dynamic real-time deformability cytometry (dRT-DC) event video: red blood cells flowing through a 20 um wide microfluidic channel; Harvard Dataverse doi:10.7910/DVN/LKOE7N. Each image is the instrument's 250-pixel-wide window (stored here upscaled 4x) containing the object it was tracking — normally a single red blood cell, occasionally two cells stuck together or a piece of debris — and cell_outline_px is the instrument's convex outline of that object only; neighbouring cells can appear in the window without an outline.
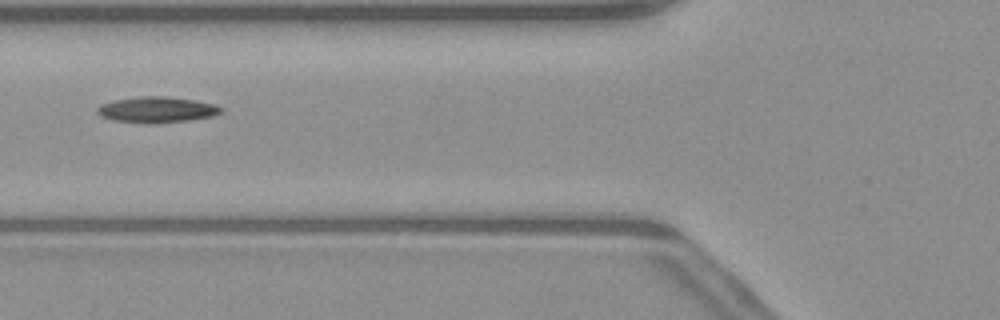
{"species": "common noctule bat (a hibernating species)", "species_latin": "Nyctalus noctula", "temperature_condition": "warm", "stored_images_in_passage": 22, "camera_frame_rate_fps": 3000, "um_per_image_px": 0.085, "animal": {"sex": "male", "body_mass_g": 23.1, "forearm_length_mm": 52.7}, "frame": {"image": 1, "passage_image": 5, "time_ms": 1.333, "image_size_px": [1000, 320], "cell_outline_px": [[224, 108], [220, 112], [212, 116], [188, 120], [156, 124], [148, 124], [112, 120], [96, 112], [96, 108], [100, 104], [116, 100], [140, 96], [168, 96], [216, 104]], "centroid_in_image_um": [13.33, 9.33], "position_along_channel_um": 112.5, "area_um2": 18.67}}
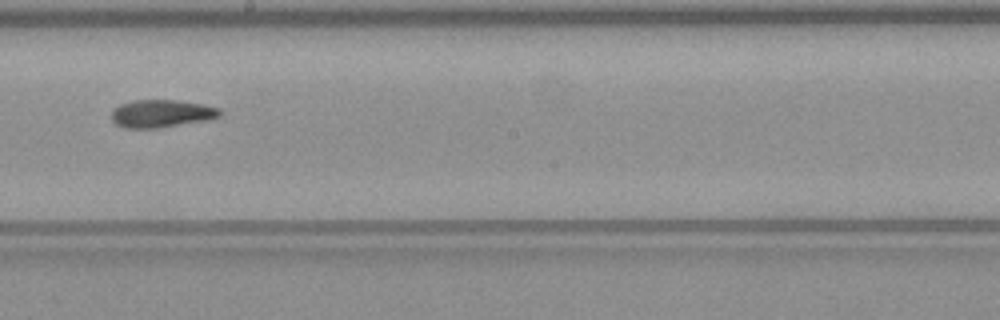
{"frame": {"image": 2, "passage_image": 14, "time_ms": 4.333, "image_size_px": [1000, 320], "cell_outline_px": [[220, 116], [200, 120], [156, 128], [124, 128], [116, 124], [112, 120], [112, 108], [120, 104], [132, 100], [176, 100], [204, 104], [220, 108]], "centroid_in_image_um": [13.65, 9.63], "position_along_channel_um": 234.6, "area_um2": 17.22}}
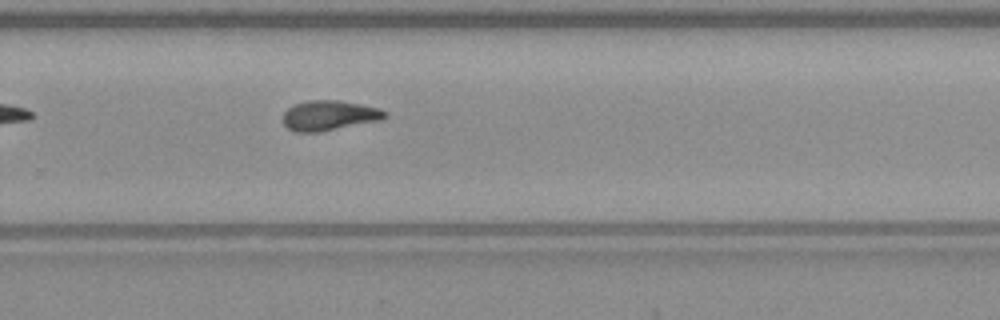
{"frame": {"image": 3, "passage_image": 19, "time_ms": 6.0, "image_size_px": [1000, 320], "cell_outline_px": [[388, 116], [380, 120], [320, 132], [296, 132], [288, 128], [280, 120], [284, 112], [292, 104], [308, 100], [340, 100], [380, 108], [388, 112]], "centroid_in_image_um": [27.96, 9.81], "position_along_channel_um": 301.8, "area_um2": 18.09}}